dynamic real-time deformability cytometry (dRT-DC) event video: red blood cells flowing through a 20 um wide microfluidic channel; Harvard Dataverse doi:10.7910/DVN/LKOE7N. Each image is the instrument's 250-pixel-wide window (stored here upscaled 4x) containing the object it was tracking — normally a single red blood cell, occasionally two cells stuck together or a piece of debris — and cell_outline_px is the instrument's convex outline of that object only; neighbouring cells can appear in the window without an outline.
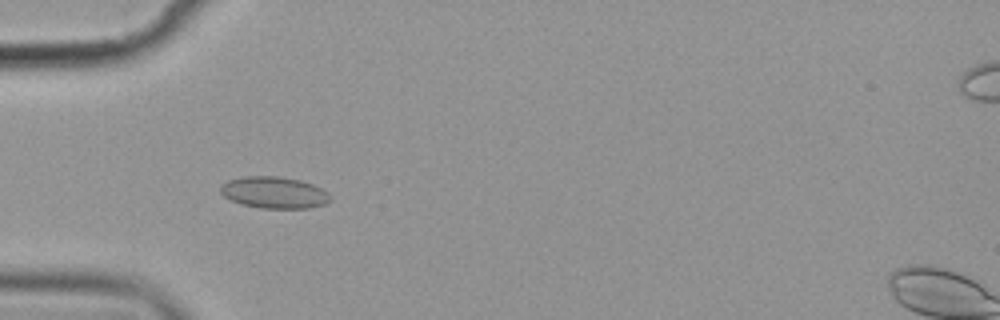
{"species": "common noctule bat (a hibernating species)", "species_latin": "Nyctalus noctula", "temperature_condition": "cold", "stored_images_in_passage": 6, "camera_frame_rate_fps": 3000, "um_per_image_px": 0.085, "animal": {"sex": "female", "body_mass_g": 19.9}, "frame": {"image": 1, "passage_image": 4, "time_ms": 4.333, "image_size_px": [1000, 320], "cell_outline_px": [[332, 200], [324, 204], [308, 208], [260, 208], [240, 204], [224, 196], [220, 192], [220, 188], [228, 180], [244, 176], [276, 176], [300, 180], [312, 184], [328, 192], [332, 196]], "centroid_in_image_um": [23.32, 16.37], "position_along_channel_um": 61.7, "area_um2": 20.23}}
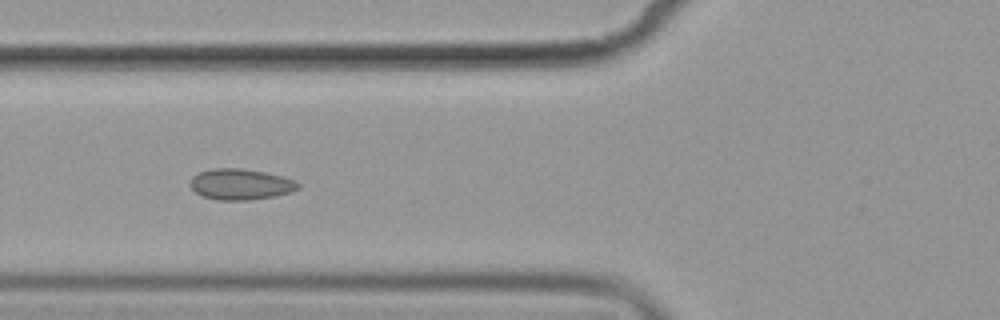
{"frame": {"image": 2, "passage_image": 5, "time_ms": 5.667, "image_size_px": [1000, 320], "cell_outline_px": [[300, 188], [292, 192], [276, 196], [252, 200], [216, 200], [204, 196], [196, 192], [188, 184], [192, 176], [200, 172], [216, 168], [240, 168], [264, 172], [296, 180], [300, 184]], "centroid_in_image_um": [20.47, 15.67], "position_along_channel_um": 105.3, "area_um2": 19.54}}
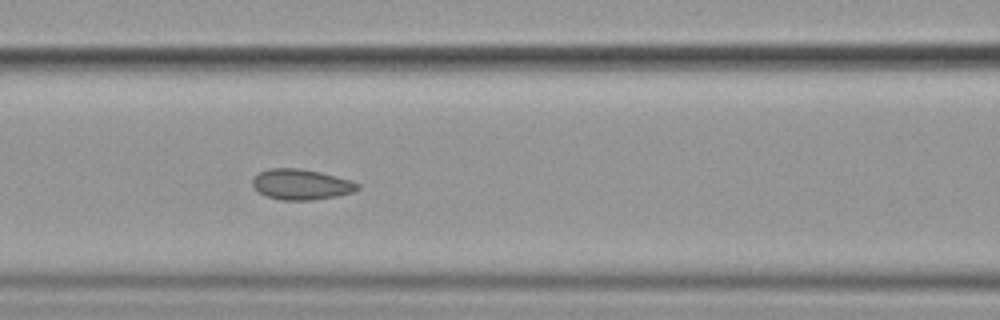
{"frame": {"image": 3, "passage_image": 6, "time_ms": 6.667, "image_size_px": [1000, 320], "cell_outline_px": [[360, 188], [352, 192], [336, 196], [312, 200], [280, 200], [264, 196], [252, 184], [252, 180], [260, 172], [268, 168], [300, 168], [320, 172], [352, 180], [360, 184]], "centroid_in_image_um": [25.61, 15.67], "position_along_channel_um": 141.0, "area_um2": 18.73}}